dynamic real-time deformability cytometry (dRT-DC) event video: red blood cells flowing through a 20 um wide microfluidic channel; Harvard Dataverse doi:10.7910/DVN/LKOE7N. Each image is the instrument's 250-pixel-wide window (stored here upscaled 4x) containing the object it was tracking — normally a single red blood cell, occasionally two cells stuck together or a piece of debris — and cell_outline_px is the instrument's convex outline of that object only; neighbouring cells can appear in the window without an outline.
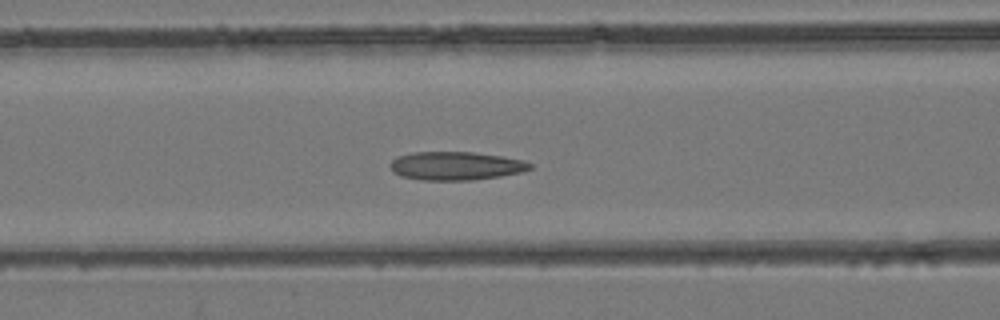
{"species": "common noctule bat (a hibernating species)", "species_latin": "Nyctalus noctula", "temperature_condition": "room temperature", "stored_images_in_passage": 45, "camera_frame_rate_fps": 3000, "um_per_image_px": 0.085, "animal": {"sex": "female", "body_mass_g": 24.6, "forearm_length_mm": 56.2}, "frame": {"image": 1, "passage_image": 19, "time_ms": 6.0, "image_size_px": [1000, 320], "cell_outline_px": [[532, 168], [524, 172], [500, 176], [472, 180], [424, 180], [400, 176], [392, 172], [388, 164], [396, 156], [412, 152], [472, 152], [504, 156], [524, 160], [532, 164]], "centroid_in_image_um": [38.74, 14.09], "position_along_channel_um": 127.9, "area_um2": 23.47}}
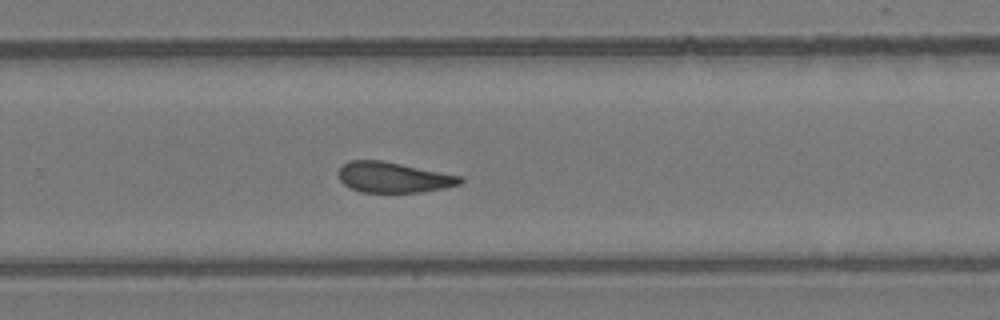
{"frame": {"image": 2, "passage_image": 30, "time_ms": 9.667, "image_size_px": [1000, 320], "cell_outline_px": [[464, 180], [460, 184], [444, 188], [424, 192], [360, 192], [344, 184], [340, 180], [336, 172], [348, 160], [384, 160], [460, 176]], "centroid_in_image_um": [33.41, 15.07], "position_along_channel_um": 296.4, "area_um2": 21.68}}
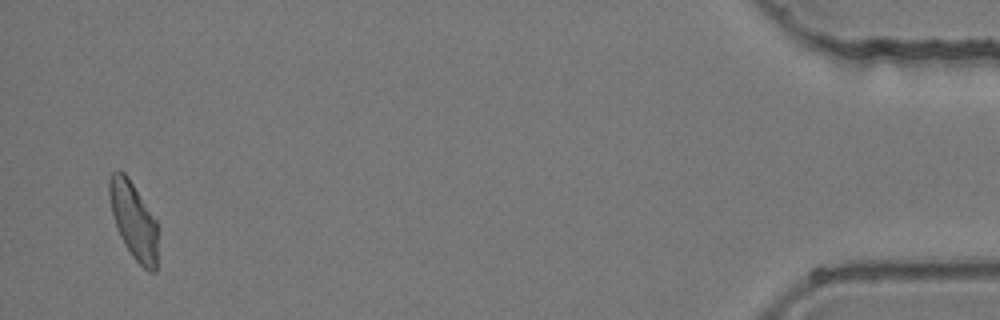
{"frame": {"image": 3, "passage_image": 44, "time_ms": 14.333, "image_size_px": [1000, 320], "cell_outline_px": [[156, 272], [148, 272], [132, 256], [124, 244], [120, 236], [112, 212], [108, 192], [108, 180], [112, 172], [116, 168], [120, 168], [128, 176], [156, 220]], "centroid_in_image_um": [11.32, 18.68], "position_along_channel_um": 423.9, "area_um2": 21.56}}